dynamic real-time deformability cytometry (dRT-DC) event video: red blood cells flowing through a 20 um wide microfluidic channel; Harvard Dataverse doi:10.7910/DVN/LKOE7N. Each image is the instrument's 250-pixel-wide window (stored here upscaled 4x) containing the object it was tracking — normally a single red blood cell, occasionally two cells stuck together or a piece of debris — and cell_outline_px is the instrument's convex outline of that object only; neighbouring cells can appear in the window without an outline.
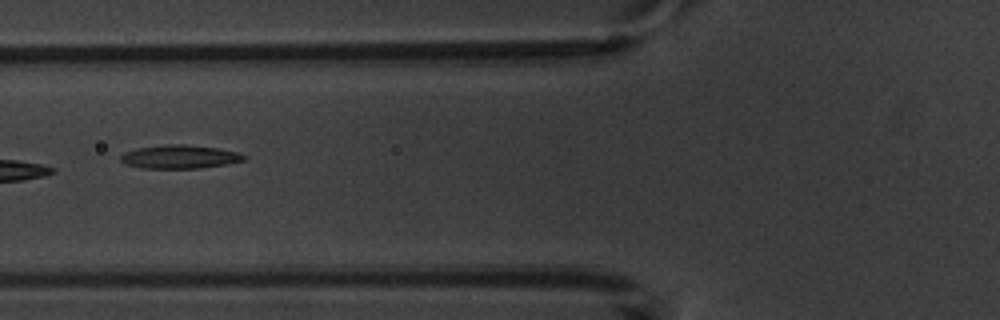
{"species": "common noctule bat (a hibernating species)", "species_latin": "Nyctalus noctula", "temperature_condition": "warm", "stored_images_in_passage": 9, "camera_frame_rate_fps": 3000, "um_per_image_px": 0.085, "animal": {"sex": "male", "body_mass_g": 20.1, "forearm_length_mm": 53.5}, "frame": {"image": 1, "passage_image": 6, "time_ms": 6.667, "image_size_px": [1000, 320], "cell_outline_px": [[248, 156], [244, 160], [224, 164], [200, 168], [140, 168], [124, 164], [120, 160], [120, 156], [124, 152], [136, 148], [164, 144], [184, 144], [216, 148], [240, 152]], "centroid_in_image_um": [15.24, 13.32], "position_along_channel_um": 110.6, "area_um2": 16.99}}
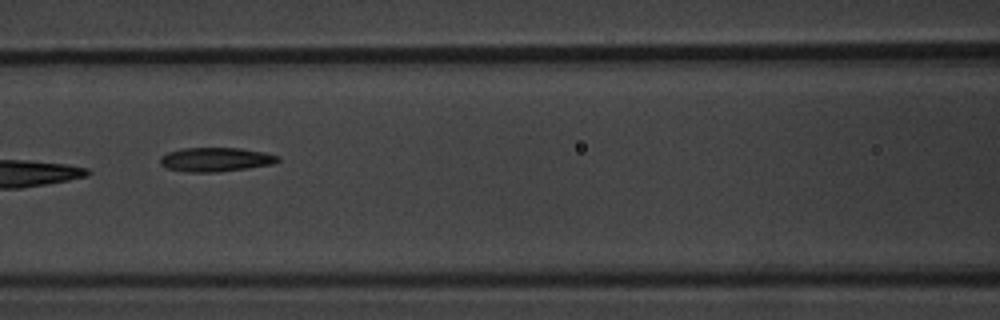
{"frame": {"image": 2, "passage_image": 7, "time_ms": 7.667, "image_size_px": [1000, 320], "cell_outline_px": [[280, 160], [272, 164], [248, 168], [220, 172], [188, 172], [164, 168], [160, 164], [160, 156], [168, 152], [180, 148], [240, 148], [264, 152], [280, 156]], "centroid_in_image_um": [18.31, 13.56], "position_along_channel_um": 148.3, "area_um2": 16.7}}
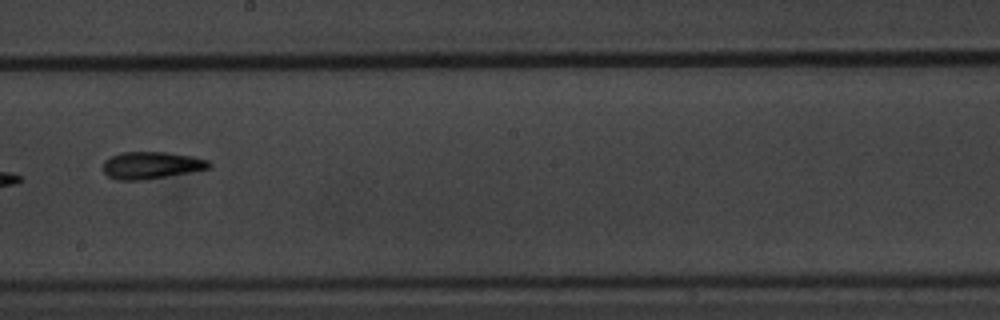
{"frame": {"image": 3, "passage_image": 9, "time_ms": 10.0, "image_size_px": [1000, 320], "cell_outline_px": [[212, 168], [148, 180], [116, 180], [108, 176], [104, 172], [104, 160], [120, 152], [164, 152], [192, 156], [208, 160], [212, 164]], "centroid_in_image_um": [12.89, 14.06], "position_along_channel_um": 235.3, "area_um2": 16.94}}